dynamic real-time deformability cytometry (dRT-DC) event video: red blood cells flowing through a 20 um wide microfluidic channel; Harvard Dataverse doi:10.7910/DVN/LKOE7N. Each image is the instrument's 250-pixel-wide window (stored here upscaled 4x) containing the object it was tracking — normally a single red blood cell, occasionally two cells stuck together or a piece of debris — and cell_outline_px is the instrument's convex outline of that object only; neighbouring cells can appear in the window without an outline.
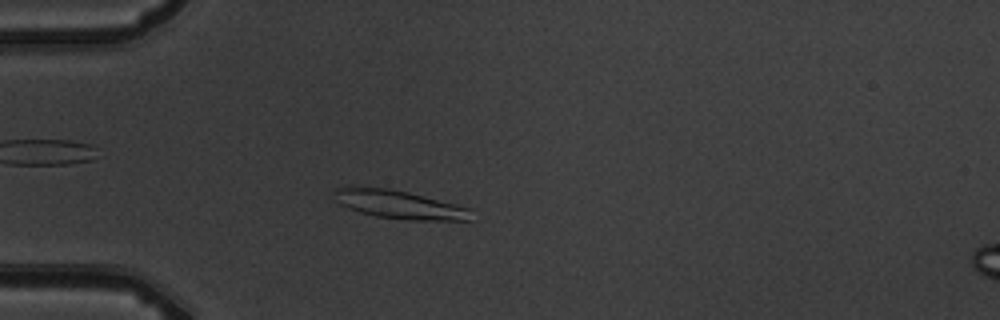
{"species": "common noctule bat (a hibernating species)", "species_latin": "Nyctalus noctula", "temperature_condition": "warm", "stored_images_in_passage": 7, "camera_frame_rate_fps": 3000, "um_per_image_px": 0.085, "animal": {"sex": "male", "body_mass_g": 19.5, "forearm_length_mm": 54.6}, "frame": {"image": 1, "passage_image": 6, "time_ms": 5.667, "image_size_px": [1000, 320], "cell_outline_px": [[472, 220], [408, 220], [376, 216], [360, 212], [348, 208], [340, 204], [336, 192], [336, 188], [388, 188], [408, 192], [424, 196], [468, 208]], "centroid_in_image_um": [33.99, 17.41], "position_along_channel_um": 51.0, "area_um2": 21.79}}